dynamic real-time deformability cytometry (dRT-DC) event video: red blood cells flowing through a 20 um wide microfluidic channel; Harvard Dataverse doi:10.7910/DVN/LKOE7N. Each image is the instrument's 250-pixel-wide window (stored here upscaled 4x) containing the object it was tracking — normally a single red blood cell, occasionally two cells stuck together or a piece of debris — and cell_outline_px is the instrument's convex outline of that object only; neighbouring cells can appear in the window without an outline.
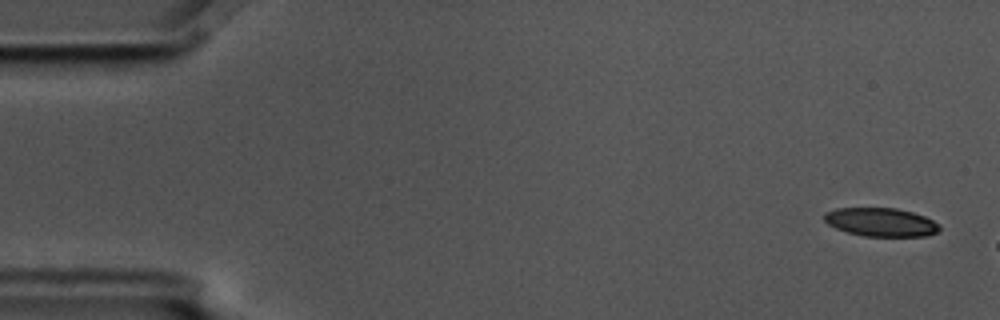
{"species": "common noctule bat (a hibernating species)", "species_latin": "Nyctalus noctula", "temperature_condition": "cold", "stored_images_in_passage": 3, "camera_frame_rate_fps": 3000, "um_per_image_px": 0.085, "animal": {"sex": "male", "body_mass_g": 17.5, "forearm_length_mm": 52.3}, "frame": {"image": 1, "passage_image": 1, "time_ms": 0.0, "image_size_px": [1000, 320], "cell_outline_px": [[940, 228], [936, 232], [928, 236], [864, 236], [848, 232], [836, 228], [828, 224], [824, 220], [824, 212], [836, 208], [896, 208], [912, 212], [924, 216], [940, 224]], "centroid_in_image_um": [74.87, 18.88], "position_along_channel_um": 10.1, "area_um2": 19.13}}